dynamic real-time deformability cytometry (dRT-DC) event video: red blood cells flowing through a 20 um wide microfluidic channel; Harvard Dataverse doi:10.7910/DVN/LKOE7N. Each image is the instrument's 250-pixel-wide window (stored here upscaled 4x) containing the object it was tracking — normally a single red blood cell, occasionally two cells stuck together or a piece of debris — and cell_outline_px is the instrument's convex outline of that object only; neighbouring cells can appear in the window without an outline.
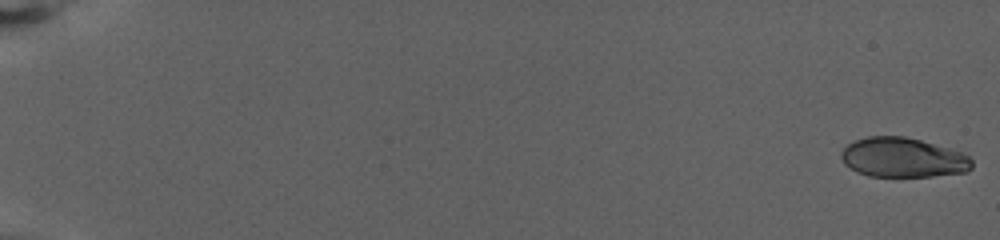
{"species": "human", "species_latin": "Homo sapiens", "temperature_condition": "warm", "stored_images_in_passage": 77, "camera_frame_rate_fps": 3000, "um_per_image_px": 0.085, "donor": {"sex": "female"}, "frame": {"image": 1, "passage_image": 1, "time_ms": 0.0, "image_size_px": [1000, 240], "cell_outline_px": [[972, 168], [968, 172], [932, 176], [868, 176], [856, 172], [844, 164], [840, 156], [840, 152], [848, 144], [856, 140], [868, 136], [904, 136], [920, 140], [964, 152], [972, 160]], "centroid_in_image_um": [76.75, 13.39], "position_along_channel_um": 8.2, "area_um2": 30.35}}
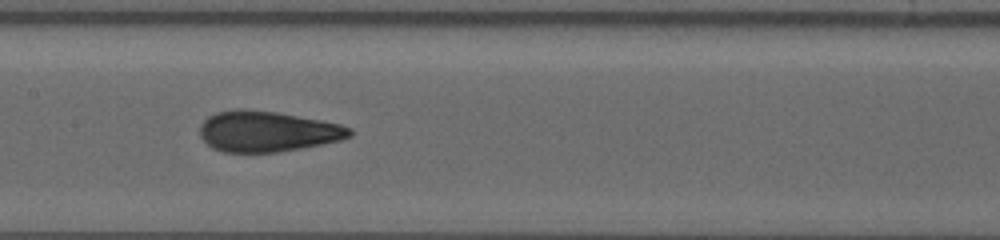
{"frame": {"image": 2, "passage_image": 42, "time_ms": 13.667, "image_size_px": [1000, 240], "cell_outline_px": [[352, 136], [340, 140], [300, 148], [276, 152], [224, 152], [212, 148], [200, 136], [200, 124], [208, 116], [216, 112], [236, 108], [240, 108], [276, 112], [320, 120], [340, 124], [352, 128]], "centroid_in_image_um": [22.69, 11.16], "position_along_channel_um": 184.7, "area_um2": 35.43}}
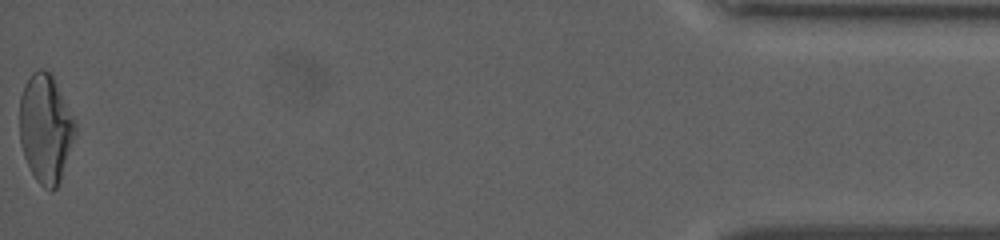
{"frame": {"image": 3, "passage_image": 77, "time_ms": 25.333, "image_size_px": [1000, 240], "cell_outline_px": [[76, 136], [60, 180], [56, 188], [52, 192], [44, 188], [36, 180], [24, 156], [20, 144], [20, 96], [24, 84], [32, 72], [40, 68], [44, 68], [52, 72], [76, 124]], "centroid_in_image_um": [3.88, 10.89], "position_along_channel_um": 431.3, "area_um2": 35.43}, "authors_computed_cell_mechanics": {"area_um2": 33.9864, "velocity_mm_per_s": 2.8195, "shape_relaxation_time_tau1_ms": null, "shape_relaxation_time_tau2_ms": 1.218, "deformation_change_tau1": null, "deformation_change_tau2": 0.0791}}